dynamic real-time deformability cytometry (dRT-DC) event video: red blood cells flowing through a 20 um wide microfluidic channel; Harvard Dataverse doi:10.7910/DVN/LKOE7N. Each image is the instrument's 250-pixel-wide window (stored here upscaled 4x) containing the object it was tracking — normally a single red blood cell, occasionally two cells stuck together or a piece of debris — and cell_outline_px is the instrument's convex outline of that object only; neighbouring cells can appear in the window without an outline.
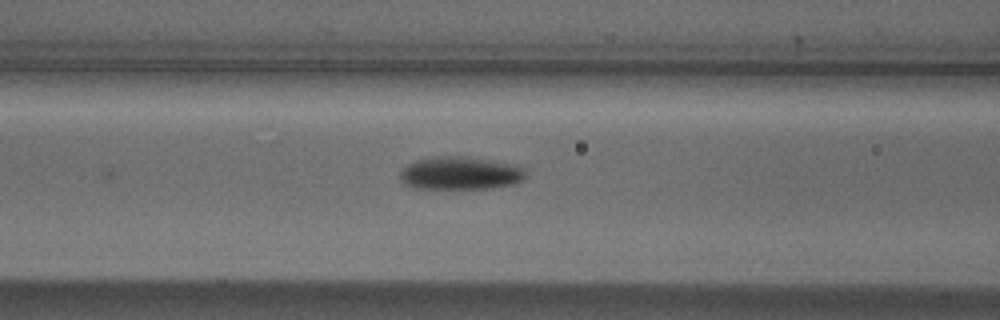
{"species": "Egyptian fruit bat (a non-hibernating species)", "species_latin": "Rousettus aegyptiacus", "temperature_condition": "cold", "stored_images_in_passage": 7, "camera_frame_rate_fps": 3000, "um_per_image_px": 0.085, "animal": {"sex": "male"}, "frame": {"image": 1, "passage_image": 6, "time_ms": 1.667, "image_size_px": [1000, 320], "cell_outline_px": [[524, 180], [512, 184], [492, 188], [412, 188], [404, 184], [400, 176], [400, 172], [412, 160], [436, 156], [460, 156], [516, 164], [524, 168]], "centroid_in_image_um": [39.1, 14.71], "position_along_channel_um": 127.5, "area_um2": 24.1}}